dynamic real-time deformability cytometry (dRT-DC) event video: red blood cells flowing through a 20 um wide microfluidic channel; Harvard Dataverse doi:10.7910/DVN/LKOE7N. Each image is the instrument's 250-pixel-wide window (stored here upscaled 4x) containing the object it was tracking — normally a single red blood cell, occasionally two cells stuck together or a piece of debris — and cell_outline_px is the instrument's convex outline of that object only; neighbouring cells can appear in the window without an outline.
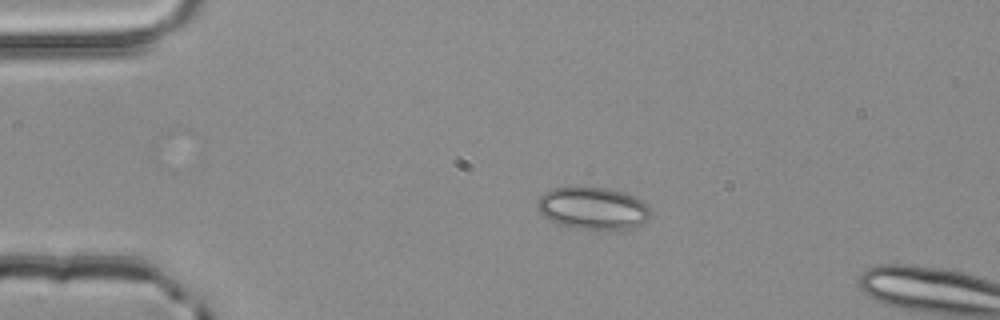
{"species": "common noctule bat (a hibernating species)", "species_latin": "Nyctalus noctula", "temperature_condition": "room temperature", "stored_images_in_passage": 2, "camera_frame_rate_fps": 3000, "um_per_image_px": 0.085, "animal": {"sex": "male", "body_mass_g": 20.4}, "frame": {"image": 1, "passage_image": 1, "time_ms": 0.0, "image_size_px": [1000, 320], "cell_outline_px": [[648, 216], [644, 224], [632, 228], [580, 228], [560, 224], [544, 216], [540, 212], [536, 204], [540, 196], [544, 192], [552, 188], [608, 188], [624, 192], [636, 196], [644, 200], [648, 204]], "centroid_in_image_um": [50.42, 17.68], "position_along_channel_um": 34.6, "area_um2": 27.4}}